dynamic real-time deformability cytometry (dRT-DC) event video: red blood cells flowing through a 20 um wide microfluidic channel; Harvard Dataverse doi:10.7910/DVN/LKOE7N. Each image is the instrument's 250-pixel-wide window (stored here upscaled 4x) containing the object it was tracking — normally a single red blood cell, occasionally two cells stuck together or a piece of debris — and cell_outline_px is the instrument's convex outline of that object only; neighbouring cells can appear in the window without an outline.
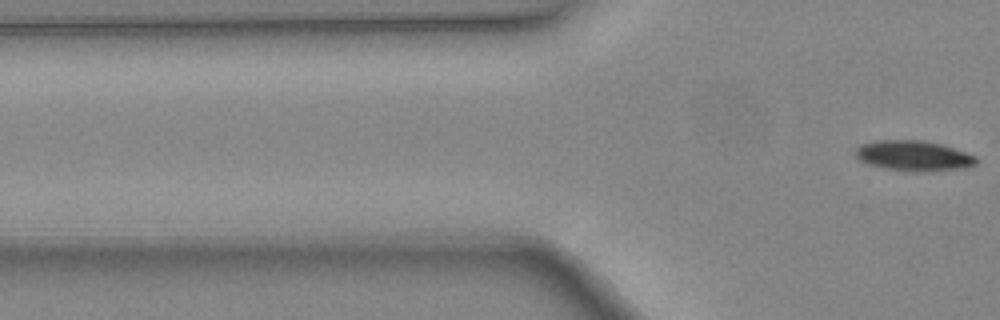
{"species": "common noctule bat (a hibernating species)", "species_latin": "Nyctalus noctula", "temperature_condition": "warm", "stored_images_in_passage": 3, "camera_frame_rate_fps": 3000, "um_per_image_px": 0.085, "animal": {"sex": "female", "body_mass_g": 24.6, "forearm_length_mm": 56.2}, "frame": {"image": 1, "passage_image": 3, "time_ms": 0.667, "image_size_px": [1000, 320], "cell_outline_px": [[976, 164], [964, 168], [920, 172], [912, 172], [884, 168], [868, 164], [860, 160], [856, 156], [856, 148], [860, 144], [876, 140], [924, 140], [940, 144], [976, 156]], "centroid_in_image_um": [77.62, 13.24], "position_along_channel_um": 48.2, "area_um2": 21.27}}